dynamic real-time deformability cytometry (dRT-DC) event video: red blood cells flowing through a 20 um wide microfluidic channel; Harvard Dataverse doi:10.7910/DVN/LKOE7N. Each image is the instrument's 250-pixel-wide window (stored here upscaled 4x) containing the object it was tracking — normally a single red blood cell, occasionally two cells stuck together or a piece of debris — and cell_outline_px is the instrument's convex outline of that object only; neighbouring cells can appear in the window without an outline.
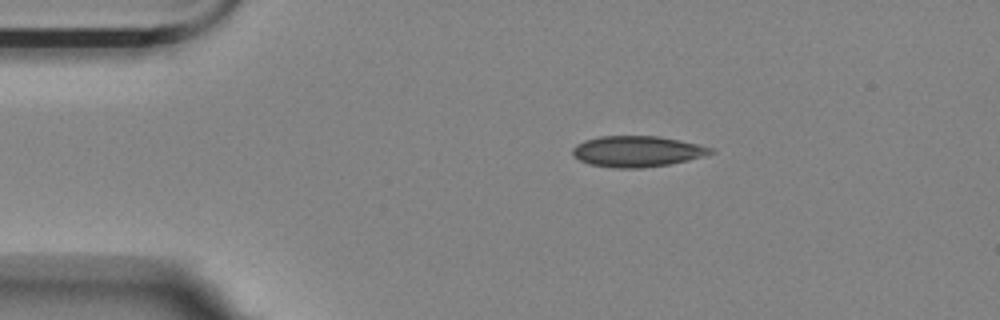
{"species": "Egyptian fruit bat (a non-hibernating species)", "species_latin": "Rousettus aegyptiacus", "temperature_condition": "room temperature", "stored_images_in_passage": 13, "camera_frame_rate_fps": 3000, "um_per_image_px": 0.085, "animal": {"sex": "female"}, "frame": {"image": 1, "passage_image": 1, "time_ms": 0.0, "image_size_px": [1000, 320], "cell_outline_px": [[716, 152], [704, 156], [688, 160], [668, 164], [640, 168], [616, 168], [588, 164], [572, 156], [572, 148], [576, 144], [584, 140], [600, 136], [660, 136], [680, 140], [712, 148]], "centroid_in_image_um": [54.12, 12.86], "position_along_channel_um": 30.9, "area_um2": 24.91}}
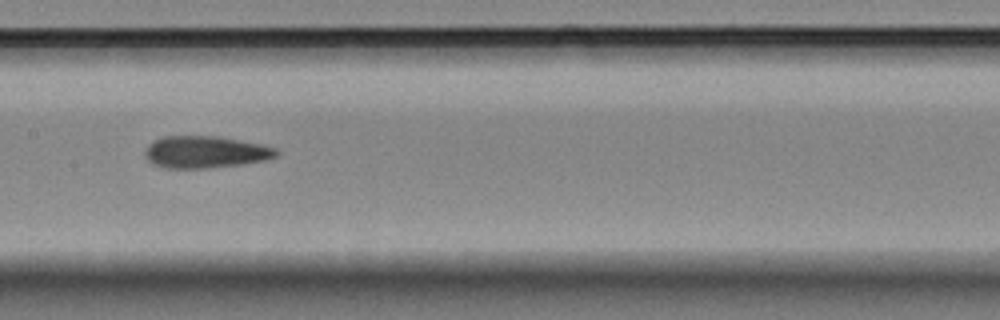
{"frame": {"image": 2, "passage_image": 6, "time_ms": 1.667, "image_size_px": [1000, 320], "cell_outline_px": [[280, 152], [276, 156], [264, 160], [240, 164], [208, 168], [164, 168], [152, 164], [144, 156], [144, 148], [148, 144], [164, 136], [220, 136], [260, 144], [276, 148]], "centroid_in_image_um": [17.42, 12.92], "position_along_channel_um": 190.0, "area_um2": 24.57}}
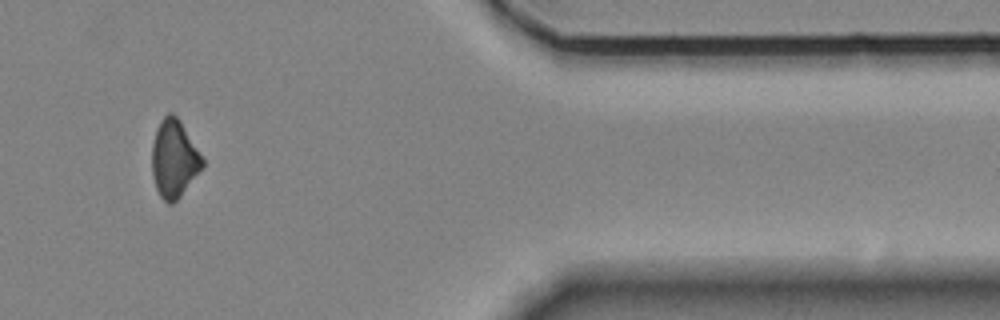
{"frame": {"image": 3, "passage_image": 11, "time_ms": 3.333, "image_size_px": [1000, 320], "cell_outline_px": [[204, 168], [180, 196], [172, 204], [168, 204], [160, 196], [156, 188], [152, 176], [152, 144], [156, 128], [160, 120], [168, 112], [172, 112], [180, 120], [204, 160]], "centroid_in_image_um": [14.79, 13.49], "position_along_channel_um": 396.6, "area_um2": 22.95}}